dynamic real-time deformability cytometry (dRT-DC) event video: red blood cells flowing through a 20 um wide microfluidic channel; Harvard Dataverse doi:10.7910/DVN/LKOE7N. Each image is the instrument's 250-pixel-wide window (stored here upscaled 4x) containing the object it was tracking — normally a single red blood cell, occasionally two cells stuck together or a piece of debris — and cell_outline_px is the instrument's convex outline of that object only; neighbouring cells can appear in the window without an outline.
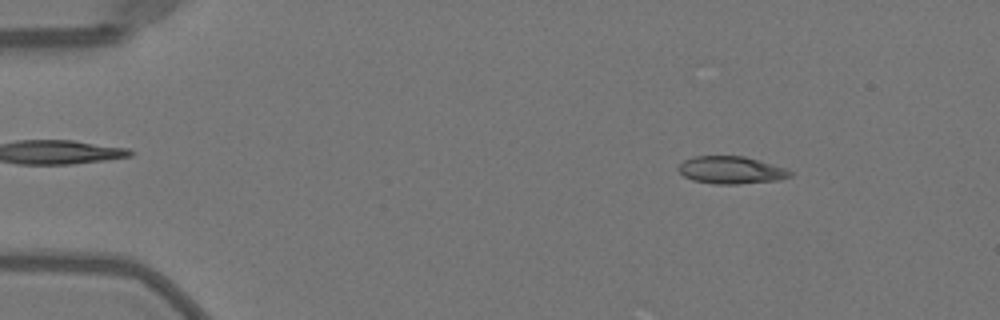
{"species": "Egyptian fruit bat (a non-hibernating species)", "species_latin": "Rousettus aegyptiacus", "temperature_condition": "warm", "stored_images_in_passage": 50, "camera_frame_rate_fps": 3000, "um_per_image_px": 0.085, "animal": {"sex": "female"}, "frame": {"image": 1, "passage_image": 7, "time_ms": 2.0, "image_size_px": [1000, 320], "cell_outline_px": [[792, 176], [776, 180], [736, 184], [712, 184], [692, 180], [684, 176], [676, 168], [684, 160], [696, 156], [744, 156], [772, 164], [784, 168], [792, 172]], "centroid_in_image_um": [62.1, 14.46], "position_along_channel_um": 22.9, "area_um2": 17.74}}
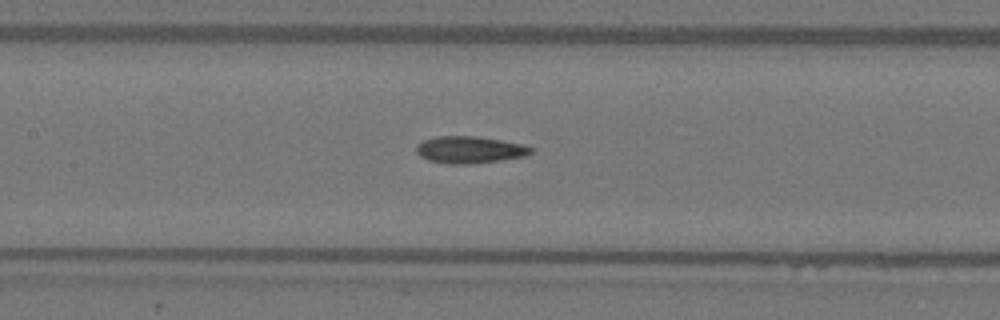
{"frame": {"image": 2, "passage_image": 24, "time_ms": 7.667, "image_size_px": [1000, 320], "cell_outline_px": [[536, 148], [532, 152], [524, 156], [500, 160], [468, 164], [448, 164], [428, 160], [420, 156], [416, 152], [416, 144], [424, 140], [436, 136], [476, 136], [528, 144]], "centroid_in_image_um": [39.96, 12.72], "position_along_channel_um": 167.4, "area_um2": 18.26}}
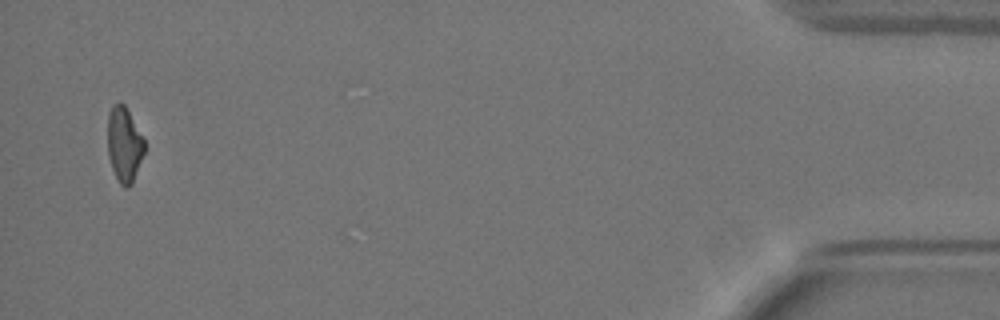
{"frame": {"image": 3, "passage_image": 49, "time_ms": 16.0, "image_size_px": [1000, 320], "cell_outline_px": [[144, 152], [132, 184], [128, 188], [124, 188], [120, 184], [112, 168], [108, 156], [108, 112], [112, 104], [120, 100], [124, 104], [144, 140]], "centroid_in_image_um": [10.54, 12.26], "position_along_channel_um": 424.7, "area_um2": 16.01}, "authors_computed_cell_mechanics": {"area_um2": 17.629, "velocity_mm_per_s": 4.053, "shape_relaxation_time_tau1_ms": 10.2579, "shape_relaxation_time_tau2_ms": 6.8684, "deformation_change_tau1": 0.2779, "deformation_change_tau2": 0.14}}